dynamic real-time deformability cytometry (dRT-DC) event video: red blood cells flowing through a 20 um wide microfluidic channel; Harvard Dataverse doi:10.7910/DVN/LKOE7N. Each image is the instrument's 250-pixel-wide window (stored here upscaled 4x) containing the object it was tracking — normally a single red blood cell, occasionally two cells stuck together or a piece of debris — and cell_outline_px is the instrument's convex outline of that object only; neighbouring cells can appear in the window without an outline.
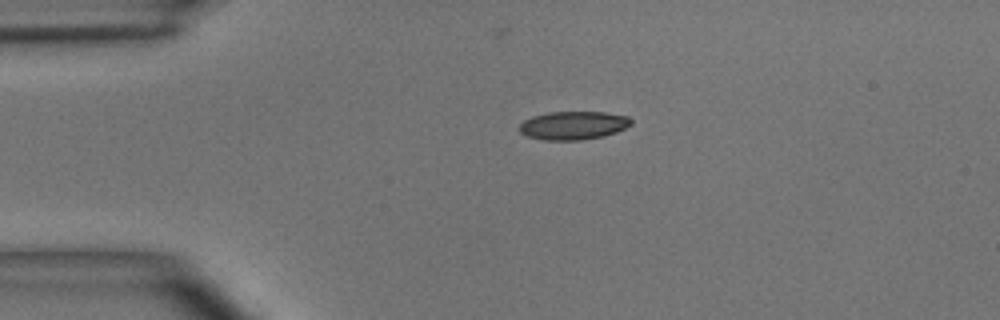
{"species": "common noctule bat (a hibernating species)", "species_latin": "Nyctalus noctula", "temperature_condition": "room temperature", "stored_images_in_passage": 29, "camera_frame_rate_fps": 3000, "um_per_image_px": 0.085, "animal": {"sex": "male", "body_mass_g": 15.6}, "frame": {"image": 1, "passage_image": 1, "time_ms": 0.0, "image_size_px": [1000, 320], "cell_outline_px": [[632, 124], [616, 132], [604, 136], [580, 140], [544, 140], [528, 136], [520, 132], [520, 124], [524, 120], [532, 116], [548, 112], [604, 112], [628, 116], [632, 120]], "centroid_in_image_um": [48.74, 10.65], "position_along_channel_um": 36.3, "area_um2": 18.44}}
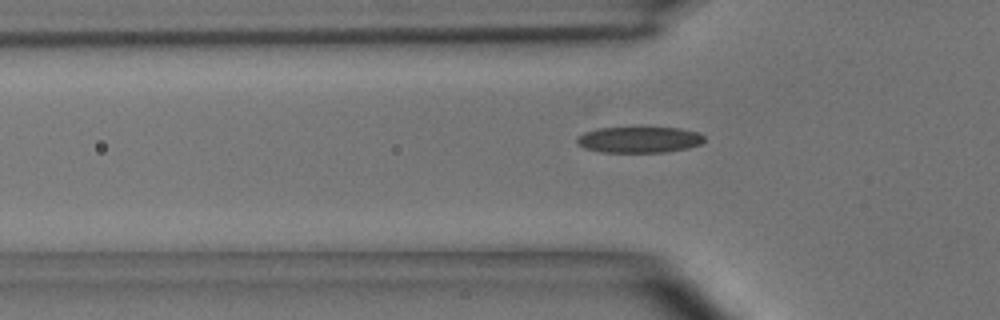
{"frame": {"image": 2, "passage_image": 6, "time_ms": 1.667, "image_size_px": [1000, 320], "cell_outline_px": [[704, 140], [700, 144], [688, 148], [664, 152], [604, 152], [584, 148], [576, 144], [576, 140], [584, 132], [596, 128], [680, 128], [696, 132], [704, 136]], "centroid_in_image_um": [54.31, 11.88], "position_along_channel_um": 71.5, "area_um2": 19.19}}
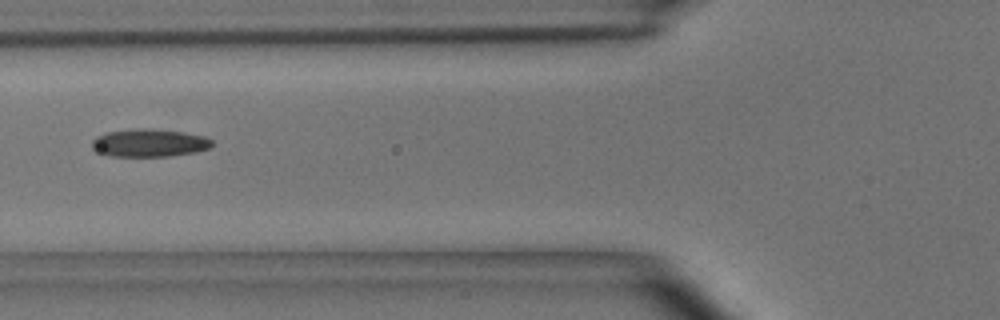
{"frame": {"image": 3, "passage_image": 9, "time_ms": 2.667, "image_size_px": [1000, 320], "cell_outline_px": [[212, 144], [208, 148], [196, 152], [168, 156], [112, 156], [96, 152], [92, 148], [92, 140], [96, 136], [108, 132], [132, 128], [152, 128], [184, 132], [204, 136], [212, 140]], "centroid_in_image_um": [12.66, 12.13], "position_along_channel_um": 113.1, "area_um2": 19.59}}